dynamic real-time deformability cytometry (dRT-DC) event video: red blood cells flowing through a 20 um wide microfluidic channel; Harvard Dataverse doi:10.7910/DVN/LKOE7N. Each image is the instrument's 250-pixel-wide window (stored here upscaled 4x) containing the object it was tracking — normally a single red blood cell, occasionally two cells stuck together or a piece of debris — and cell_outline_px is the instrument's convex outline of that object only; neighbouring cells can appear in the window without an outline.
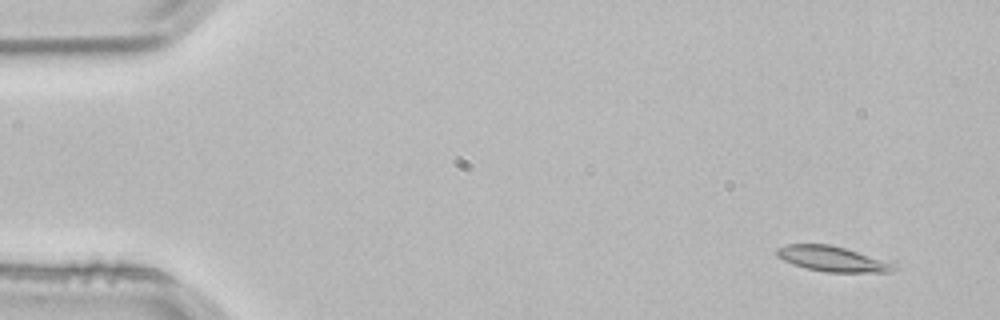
{"species": "common noctule bat (a hibernating species)", "species_latin": "Nyctalus noctula", "temperature_condition": "room temperature", "stored_images_in_passage": 5, "segment_of_instrument_passage": [2, 2], "camera_frame_rate_fps": 3000, "um_per_image_px": 0.085, "animal": {"sex": "male", "body_mass_g": 21.5, "forearm_length_mm": 52.0}, "frame": {"image": 1, "passage_image": 5, "time_ms": 1.333, "image_size_px": [1000, 320], "cell_outline_px": [[900, 268], [888, 272], [828, 272], [808, 268], [792, 264], [776, 256], [776, 248], [788, 244], [828, 244], [844, 248], [900, 264]], "centroid_in_image_um": [70.81, 22.01], "position_along_channel_um": 14.2, "area_um2": 17.28}}